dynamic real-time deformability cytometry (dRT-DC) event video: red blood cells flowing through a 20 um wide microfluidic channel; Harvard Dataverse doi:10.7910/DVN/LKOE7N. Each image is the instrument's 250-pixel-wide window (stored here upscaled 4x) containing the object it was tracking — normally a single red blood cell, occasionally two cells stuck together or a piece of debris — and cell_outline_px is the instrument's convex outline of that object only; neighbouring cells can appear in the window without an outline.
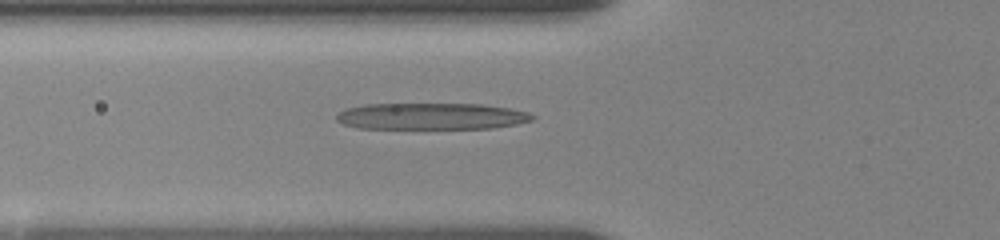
{"species": "human", "species_latin": "Homo sapiens", "temperature_condition": "room temperature", "stored_images_in_passage": 36, "camera_frame_rate_fps": 3000, "um_per_image_px": 0.085, "donor": {"sex": "female"}, "frame": {"image": 1, "passage_image": 19, "time_ms": 6.333, "image_size_px": [1000, 240], "cell_outline_px": [[536, 116], [532, 120], [516, 124], [492, 128], [356, 128], [344, 124], [336, 120], [336, 116], [344, 108], [364, 104], [480, 104], [508, 108], [528, 112]], "centroid_in_image_um": [36.64, 9.88], "position_along_channel_um": 89.2, "area_um2": 30.23}}
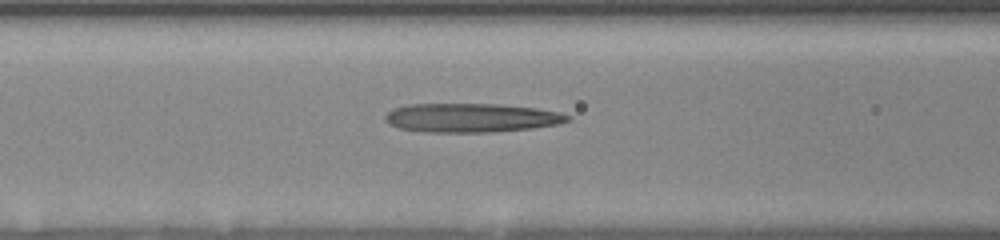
{"frame": {"image": 2, "passage_image": 25, "time_ms": 7.333, "image_size_px": [1000, 240], "cell_outline_px": [[572, 120], [560, 124], [532, 128], [496, 132], [424, 132], [400, 128], [388, 124], [384, 120], [384, 116], [392, 108], [408, 104], [496, 104], [536, 108], [560, 112], [572, 116]], "centroid_in_image_um": [40.07, 10.01], "position_along_channel_um": 126.5, "area_um2": 31.1}}
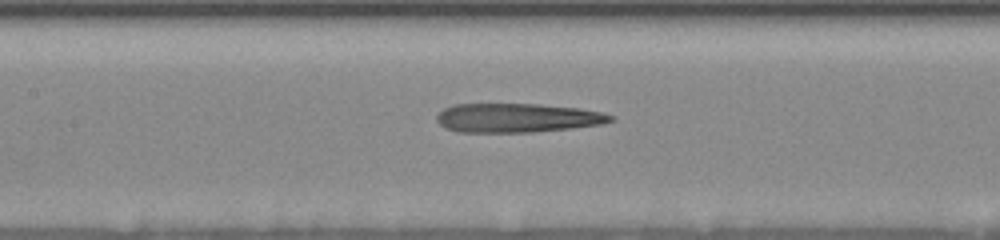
{"frame": {"image": 3, "passage_image": 31, "time_ms": 8.333, "image_size_px": [1000, 240], "cell_outline_px": [[616, 120], [604, 124], [572, 128], [532, 132], [460, 132], [444, 128], [436, 120], [436, 116], [444, 108], [456, 104], [540, 104], [580, 108], [600, 112], [616, 116]], "centroid_in_image_um": [44.01, 10.02], "position_along_channel_um": 163.4, "area_um2": 29.65}}